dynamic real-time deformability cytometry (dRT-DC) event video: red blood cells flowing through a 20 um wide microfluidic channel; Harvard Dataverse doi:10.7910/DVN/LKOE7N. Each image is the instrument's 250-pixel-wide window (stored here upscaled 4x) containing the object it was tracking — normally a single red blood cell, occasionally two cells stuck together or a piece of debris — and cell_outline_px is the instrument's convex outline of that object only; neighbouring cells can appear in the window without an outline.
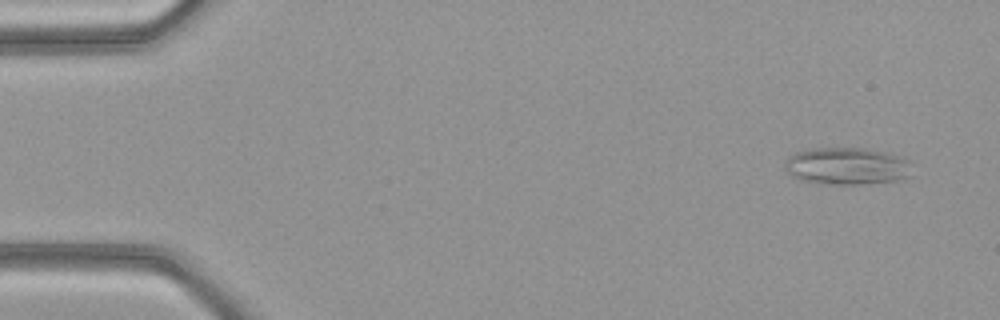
{"species": "common noctule bat (a hibernating species)", "species_latin": "Nyctalus noctula", "temperature_condition": "warm", "stored_images_in_passage": 50, "camera_frame_rate_fps": 3000, "um_per_image_px": 0.085, "animal": {"sex": "female", "body_mass_g": 21.9}, "frame": {"image": 1, "passage_image": 3, "time_ms": 0.667, "image_size_px": [1000, 320], "cell_outline_px": [[912, 176], [896, 180], [860, 184], [820, 184], [800, 180], [792, 176], [784, 168], [784, 160], [788, 156], [796, 152], [816, 148], [864, 148], [904, 156], [912, 160]], "centroid_in_image_um": [72.02, 14.12], "position_along_channel_um": 13.0, "area_um2": 28.09}}
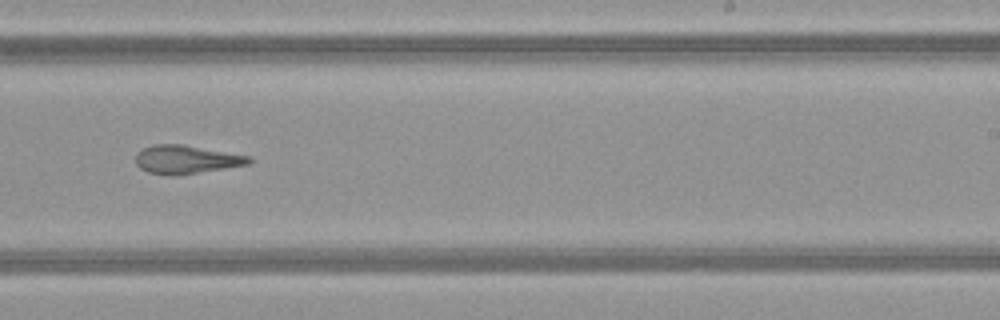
{"frame": {"image": 2, "passage_image": 31, "time_ms": 10.0, "image_size_px": [1000, 320], "cell_outline_px": [[252, 160], [248, 164], [224, 168], [196, 172], [148, 172], [140, 168], [136, 164], [136, 152], [140, 148], [152, 144], [184, 144], [252, 156]], "centroid_in_image_um": [15.84, 13.48], "position_along_channel_um": 273.2, "area_um2": 18.15}}
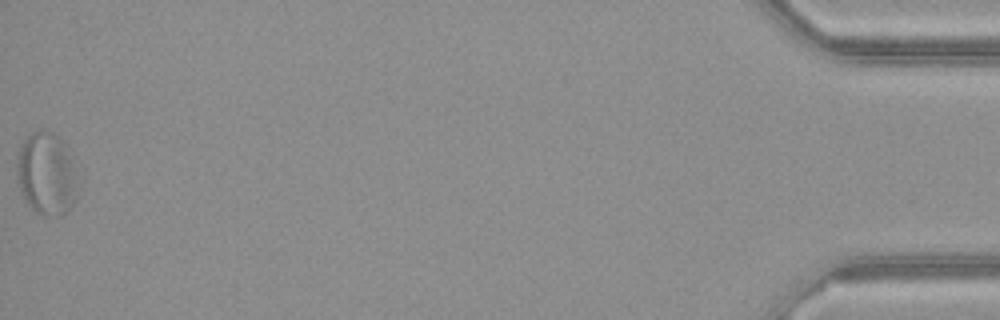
{"frame": {"image": 3, "passage_image": 50, "time_ms": 16.333, "image_size_px": [1000, 320], "cell_outline_px": [[84, 180], [72, 204], [60, 216], [44, 216], [36, 212], [24, 200], [20, 192], [16, 180], [16, 164], [20, 148], [24, 140], [32, 132], [44, 128], [52, 132], [64, 144], [84, 172]], "centroid_in_image_um": [4.05, 14.78], "position_along_channel_um": 431.1, "area_um2": 30.98}, "authors_computed_cell_mechanics": {"area_um2": 21.7328, "velocity_mm_per_s": 4.1153, "shape_relaxation_time_tau1_ms": null, "shape_relaxation_time_tau2_ms": 3.7885, "deformation_change_tau1": null, "deformation_change_tau2": 0.1566}}